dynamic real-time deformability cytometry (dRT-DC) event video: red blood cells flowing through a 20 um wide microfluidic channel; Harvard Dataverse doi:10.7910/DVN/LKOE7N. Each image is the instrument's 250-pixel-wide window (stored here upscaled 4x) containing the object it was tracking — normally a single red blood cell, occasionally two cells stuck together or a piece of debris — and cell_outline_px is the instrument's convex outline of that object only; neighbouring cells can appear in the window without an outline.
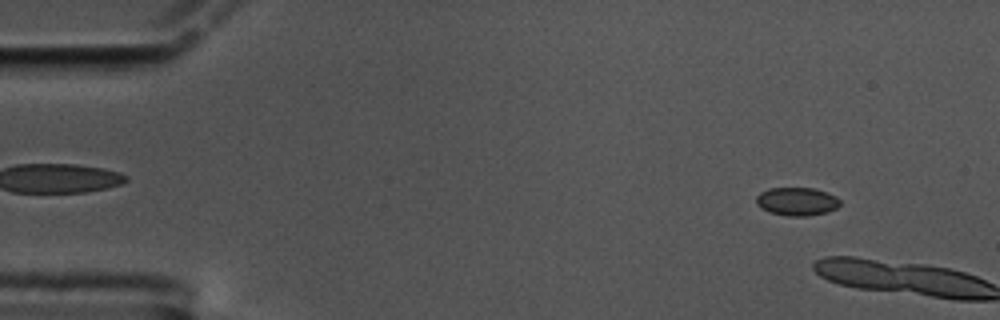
{"species": "common noctule bat (a hibernating species)", "species_latin": "Nyctalus noctula", "temperature_condition": "cold", "stored_images_in_passage": 8, "camera_frame_rate_fps": 3000, "um_per_image_px": 0.085, "animal": {"sex": "male", "body_mass_g": 17.5, "forearm_length_mm": 52.3}, "frame": {"image": 1, "passage_image": 6, "time_ms": 1.667, "image_size_px": [1000, 320], "cell_outline_px": [[840, 204], [836, 208], [828, 212], [808, 216], [788, 216], [768, 212], [760, 208], [756, 204], [756, 196], [760, 192], [768, 188], [812, 188], [828, 192], [836, 196], [840, 200]], "centroid_in_image_um": [67.72, 17.13], "position_along_channel_um": 17.3, "area_um2": 13.99}}